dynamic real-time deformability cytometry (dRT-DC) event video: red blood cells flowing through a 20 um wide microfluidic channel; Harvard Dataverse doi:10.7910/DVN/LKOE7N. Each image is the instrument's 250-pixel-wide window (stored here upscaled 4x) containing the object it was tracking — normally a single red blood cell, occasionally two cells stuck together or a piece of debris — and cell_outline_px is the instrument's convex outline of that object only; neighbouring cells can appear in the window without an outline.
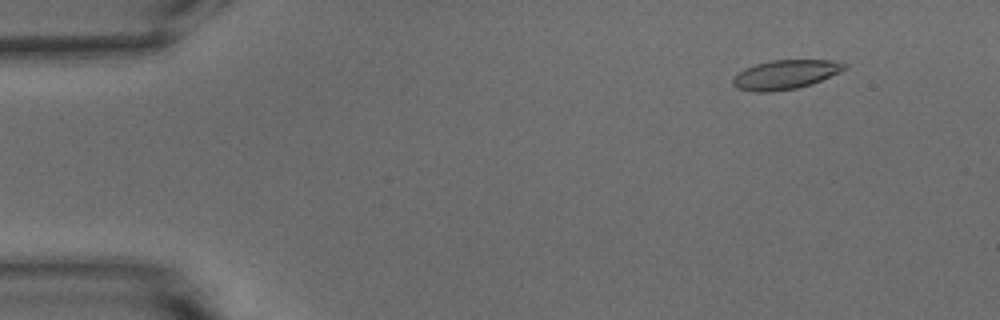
{"species": "common noctule bat (a hibernating species)", "species_latin": "Nyctalus noctula", "temperature_condition": "warm", "stored_images_in_passage": 54, "camera_frame_rate_fps": 3000, "um_per_image_px": 0.085, "animal": {"sex": "male", "body_mass_g": 15.6}, "frame": {"image": 1, "passage_image": 6, "time_ms": 1.667, "image_size_px": [1000, 320], "cell_outline_px": [[848, 68], [840, 72], [812, 84], [796, 88], [768, 92], [756, 92], [740, 88], [732, 84], [732, 80], [744, 68], [756, 64], [772, 60], [832, 60], [848, 64]], "centroid_in_image_um": [66.81, 6.33], "position_along_channel_um": 18.2, "area_um2": 18.84}}
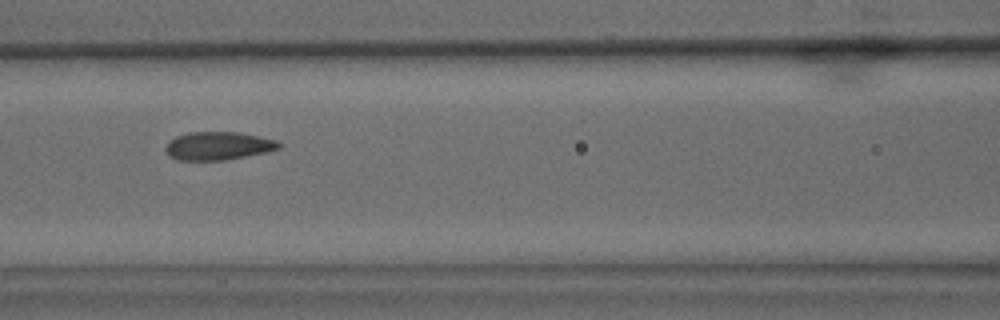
{"frame": {"image": 2, "passage_image": 24, "time_ms": 7.667, "image_size_px": [1000, 320], "cell_outline_px": [[284, 144], [280, 148], [264, 152], [224, 160], [176, 160], [168, 156], [164, 148], [176, 136], [188, 132], [240, 132], [260, 136], [276, 140]], "centroid_in_image_um": [18.55, 12.39], "position_along_channel_um": 148.1, "area_um2": 18.61}}
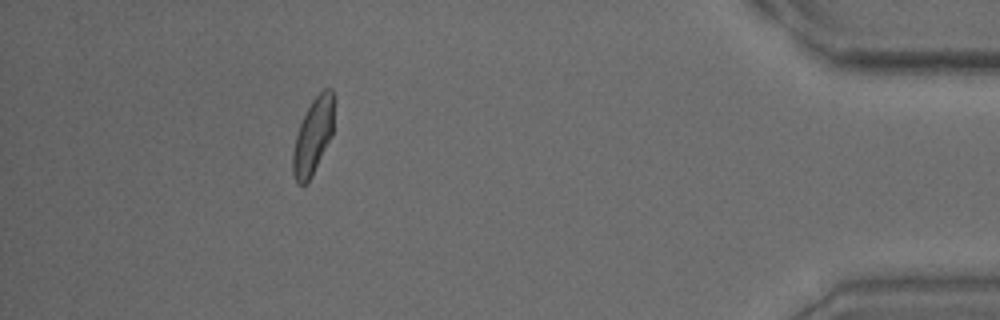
{"frame": {"image": 3, "passage_image": 49, "time_ms": 16.0, "image_size_px": [1000, 320], "cell_outline_px": [[332, 136], [312, 176], [304, 184], [296, 184], [292, 172], [292, 152], [296, 136], [300, 124], [312, 100], [324, 88], [332, 88]], "centroid_in_image_um": [26.58, 11.63], "position_along_channel_um": 408.6, "area_um2": 17.86}, "authors_computed_cell_mechanics": {"area_um2": 18.6694, "velocity_mm_per_s": 3.7655, "shape_relaxation_time_tau1_ms": 3.3082, "shape_relaxation_time_tau2_ms": 0.6418, "deformation_change_tau1": 0.1525, "deformation_change_tau2": 0.0577}}